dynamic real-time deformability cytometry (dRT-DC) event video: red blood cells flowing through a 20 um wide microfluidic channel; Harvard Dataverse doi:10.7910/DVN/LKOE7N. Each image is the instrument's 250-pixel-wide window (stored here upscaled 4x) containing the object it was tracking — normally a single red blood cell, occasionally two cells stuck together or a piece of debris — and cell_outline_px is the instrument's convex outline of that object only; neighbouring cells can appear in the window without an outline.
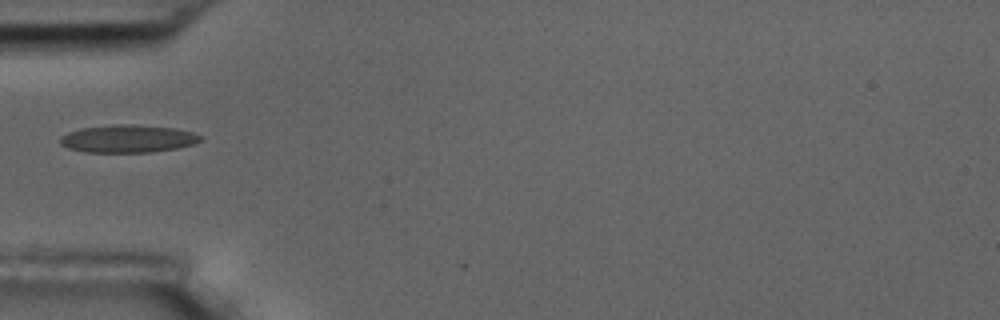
{"species": "common noctule bat (a hibernating species)", "species_latin": "Nyctalus noctula", "temperature_condition": "room temperature", "stored_images_in_passage": 10, "camera_frame_rate_fps": 3000, "um_per_image_px": 0.085, "animal": {"sex": "male", "body_mass_g": 17.5, "forearm_length_mm": 52.3}, "frame": {"image": 1, "passage_image": 1, "time_ms": 0.0, "image_size_px": [1000, 320], "cell_outline_px": [[200, 140], [196, 144], [176, 148], [152, 152], [84, 152], [68, 148], [60, 144], [60, 136], [68, 132], [80, 128], [116, 124], [132, 124], [176, 128], [192, 132], [200, 136]], "centroid_in_image_um": [10.84, 11.79], "position_along_channel_um": 74.2, "area_um2": 22.72}}
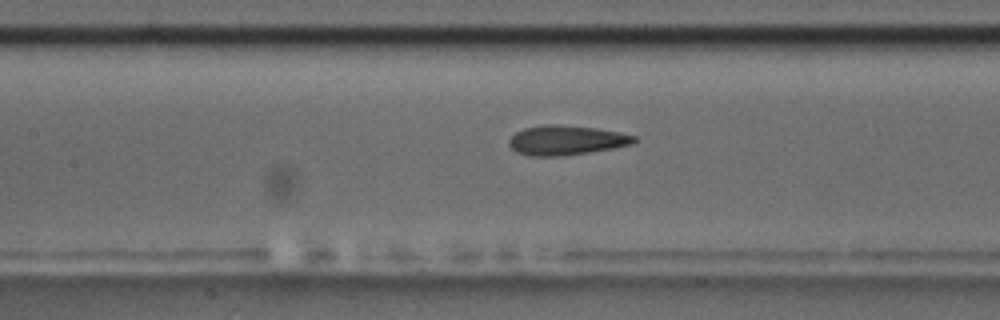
{"frame": {"image": 2, "passage_image": 8, "time_ms": 2.333, "image_size_px": [1000, 320], "cell_outline_px": [[636, 140], [632, 144], [612, 148], [564, 156], [528, 156], [516, 152], [508, 144], [508, 140], [516, 132], [524, 128], [544, 124], [560, 124], [596, 128], [620, 132], [636, 136]], "centroid_in_image_um": [48.1, 11.91], "position_along_channel_um": 159.3, "area_um2": 21.68}}